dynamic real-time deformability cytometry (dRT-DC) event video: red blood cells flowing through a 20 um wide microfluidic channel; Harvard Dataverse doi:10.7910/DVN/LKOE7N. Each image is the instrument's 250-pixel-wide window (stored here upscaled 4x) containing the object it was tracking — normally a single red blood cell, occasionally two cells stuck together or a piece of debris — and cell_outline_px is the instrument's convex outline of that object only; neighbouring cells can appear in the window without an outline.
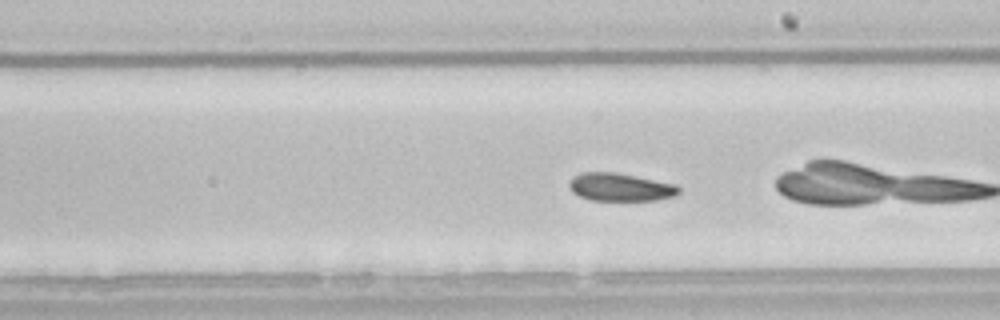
{"species": "common noctule bat (a hibernating species)", "species_latin": "Nyctalus noctula", "temperature_condition": "room temperature", "stored_images_in_passage": 41, "camera_frame_rate_fps": 3000, "um_per_image_px": 0.085, "animal": {"sex": "male", "body_mass_g": 21.5, "forearm_length_mm": 52.0}, "frame": {"image": 1, "passage_image": 21, "time_ms": 6.667, "image_size_px": [1000, 320], "cell_outline_px": [[680, 192], [672, 196], [656, 200], [592, 200], [580, 196], [572, 192], [568, 188], [568, 184], [572, 176], [580, 172], [616, 172], [676, 184], [680, 188]], "centroid_in_image_um": [52.68, 15.89], "position_along_channel_um": 236.3, "area_um2": 17.92}}
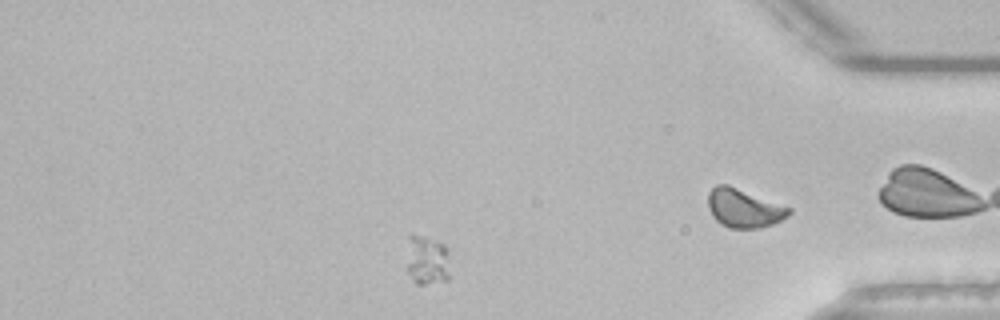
{"frame": {"image": 2, "passage_image": 32, "time_ms": 10.333, "image_size_px": [1000, 320], "cell_outline_px": [[448, 280], [424, 284], [416, 284], [412, 280], [408, 272], [408, 236], [424, 236], [444, 244], [448, 248]], "centroid_in_image_um": [36.31, 22.13], "position_along_channel_um": 398.9, "area_um2": 12.37}, "authors_computed_cell_mechanics": {"area_um2": 18.3226, "velocity_mm_per_s": 3.7707, "shape_relaxation_time_tau1_ms": 6.0189, "shape_relaxation_time_tau2_ms": null, "deformation_change_tau1": 0.073, "deformation_change_tau2": null}}